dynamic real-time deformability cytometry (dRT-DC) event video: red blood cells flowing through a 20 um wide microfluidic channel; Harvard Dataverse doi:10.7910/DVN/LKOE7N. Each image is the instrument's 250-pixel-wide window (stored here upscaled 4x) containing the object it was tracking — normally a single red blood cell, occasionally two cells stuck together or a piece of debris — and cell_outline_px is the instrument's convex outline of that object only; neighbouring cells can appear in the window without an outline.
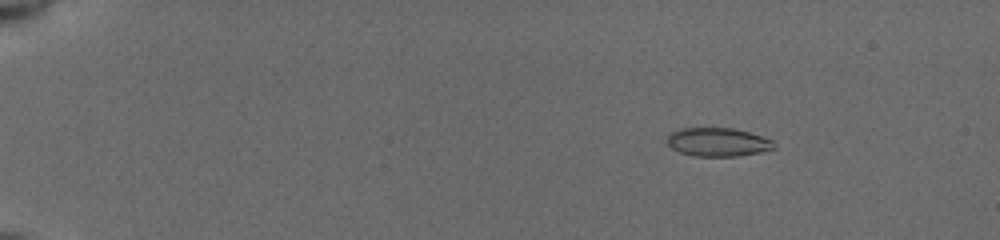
{"species": "common noctule bat (a hibernating species)", "species_latin": "Nyctalus noctula", "temperature_condition": "cold", "stored_images_in_passage": 57, "camera_frame_rate_fps": 3000, "um_per_image_px": 0.085, "animal": {"sex": "female", "body_mass_g": 19.5, "forearm_length_mm": 54.1}, "frame": {"image": 1, "passage_image": 1, "time_ms": 0.0, "image_size_px": [1000, 240], "cell_outline_px": [[776, 148], [760, 152], [736, 156], [692, 156], [680, 152], [672, 148], [668, 144], [668, 136], [672, 132], [680, 128], [732, 128], [748, 132], [772, 140], [776, 144]], "centroid_in_image_um": [61.02, 12.08], "position_along_channel_um": 24.0, "area_um2": 17.69}}
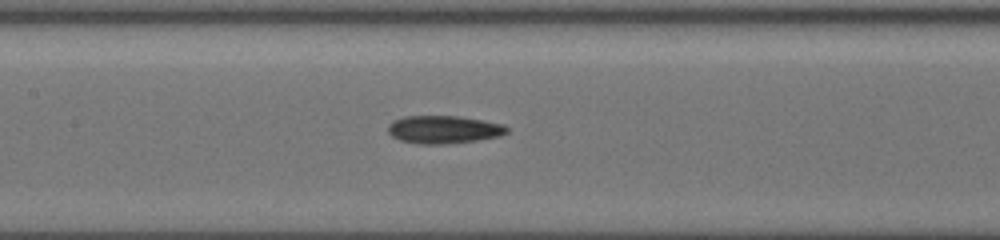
{"frame": {"image": 2, "passage_image": 25, "time_ms": 6.667, "image_size_px": [1000, 240], "cell_outline_px": [[508, 132], [500, 136], [476, 140], [444, 144], [420, 144], [400, 140], [392, 136], [388, 132], [388, 124], [404, 116], [460, 116], [504, 124], [508, 128]], "centroid_in_image_um": [37.72, 11.01], "position_along_channel_um": 169.7, "area_um2": 19.25}}
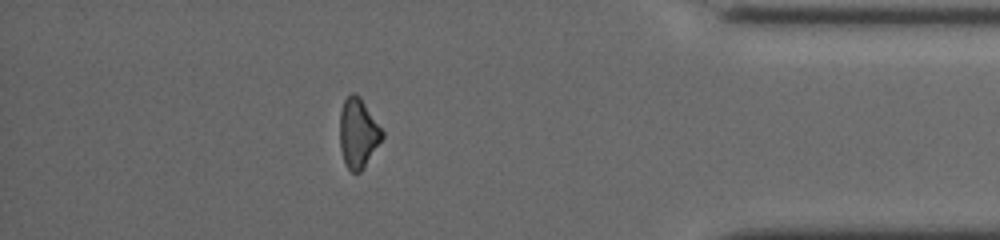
{"frame": {"image": 3, "passage_image": 49, "time_ms": 13.333, "image_size_px": [1000, 240], "cell_outline_px": [[384, 136], [360, 172], [352, 172], [344, 164], [340, 148], [340, 112], [344, 100], [352, 92], [360, 96], [384, 132]], "centroid_in_image_um": [30.43, 11.3], "position_along_channel_um": 404.8, "area_um2": 17.05}, "authors_computed_cell_mechanics": {"area_um2": 18.2648, "velocity_mm_per_s": 3.9597, "shape_relaxation_time_tau1_ms": null, "shape_relaxation_time_tau2_ms": 11.0191, "deformation_change_tau1": null, "deformation_change_tau2": 0.1988}}